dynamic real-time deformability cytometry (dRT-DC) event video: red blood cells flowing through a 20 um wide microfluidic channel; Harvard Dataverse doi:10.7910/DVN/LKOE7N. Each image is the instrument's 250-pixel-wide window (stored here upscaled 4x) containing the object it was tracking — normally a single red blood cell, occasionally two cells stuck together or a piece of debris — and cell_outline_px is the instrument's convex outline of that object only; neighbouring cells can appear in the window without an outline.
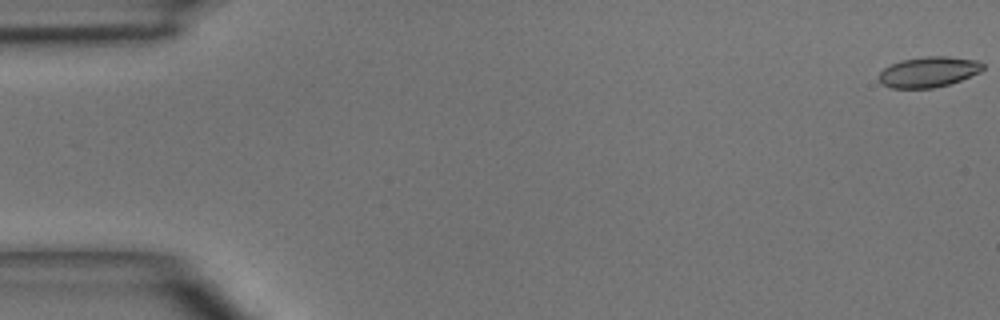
{"species": "common noctule bat (a hibernating species)", "species_latin": "Nyctalus noctula", "temperature_condition": "room temperature", "stored_images_in_passage": 8, "camera_frame_rate_fps": 3000, "um_per_image_px": 0.085, "animal": {"sex": "male", "body_mass_g": 15.6}, "frame": {"image": 1, "passage_image": 1, "time_ms": 0.0, "image_size_px": [1000, 320], "cell_outline_px": [[984, 68], [980, 72], [960, 80], [948, 84], [932, 88], [892, 88], [880, 84], [880, 72], [884, 68], [900, 60], [924, 56], [948, 56], [980, 60], [984, 64]], "centroid_in_image_um": [78.95, 6.1], "position_along_channel_um": 6.1, "area_um2": 18.55}}
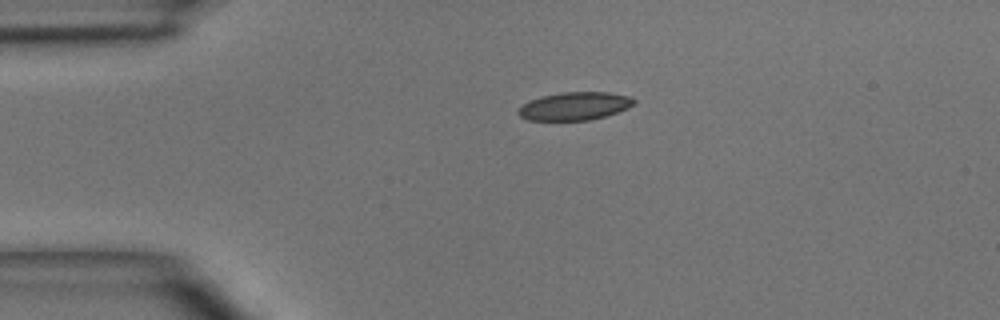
{"frame": {"image": 2, "passage_image": 4, "time_ms": 3.333, "image_size_px": [1000, 320], "cell_outline_px": [[636, 104], [628, 108], [604, 116], [588, 120], [528, 120], [520, 116], [516, 112], [528, 100], [540, 96], [564, 92], [608, 92], [628, 96], [636, 100]], "centroid_in_image_um": [48.84, 9.01], "position_along_channel_um": 36.2, "area_um2": 18.84}}
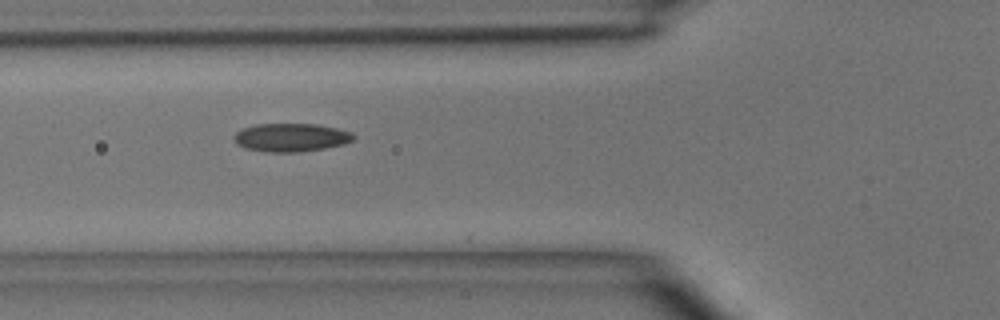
{"frame": {"image": 3, "passage_image": 6, "time_ms": 5.667, "image_size_px": [1000, 320], "cell_outline_px": [[356, 136], [352, 140], [344, 144], [324, 148], [300, 152], [268, 152], [244, 148], [236, 144], [232, 136], [236, 132], [244, 128], [256, 124], [316, 124], [336, 128], [352, 132]], "centroid_in_image_um": [24.72, 11.69], "position_along_channel_um": 101.1, "area_um2": 19.77}}